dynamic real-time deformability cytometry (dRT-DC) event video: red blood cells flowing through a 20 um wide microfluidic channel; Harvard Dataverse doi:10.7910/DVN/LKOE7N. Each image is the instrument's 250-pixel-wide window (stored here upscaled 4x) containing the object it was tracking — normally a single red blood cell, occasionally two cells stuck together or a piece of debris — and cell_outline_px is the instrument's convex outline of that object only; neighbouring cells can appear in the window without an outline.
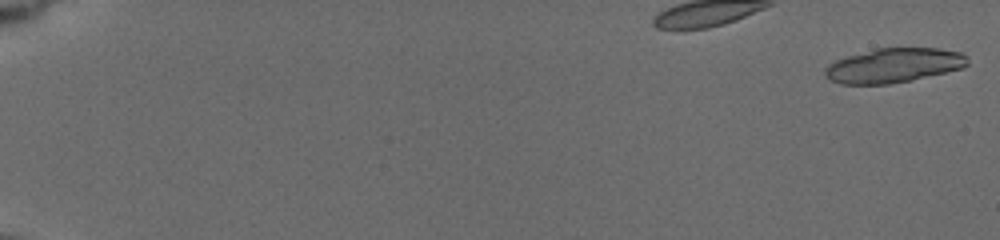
{"species": "common noctule bat (a hibernating species)", "species_latin": "Nyctalus noctula", "temperature_condition": "cold", "stored_images_in_passage": 50, "camera_frame_rate_fps": 3000, "um_per_image_px": 0.085, "animal": {"sex": "female", "body_mass_g": 19.5, "forearm_length_mm": 54.1}, "frame": {"image": 1, "passage_image": 1, "time_ms": 0.0, "image_size_px": [1000, 240], "cell_outline_px": [[968, 64], [964, 68], [912, 80], [888, 84], [840, 84], [824, 76], [824, 68], [828, 64], [836, 60], [848, 56], [876, 48], [940, 48], [960, 52], [968, 56]], "centroid_in_image_um": [75.98, 5.56], "position_along_channel_um": 9.0, "area_um2": 28.73}}
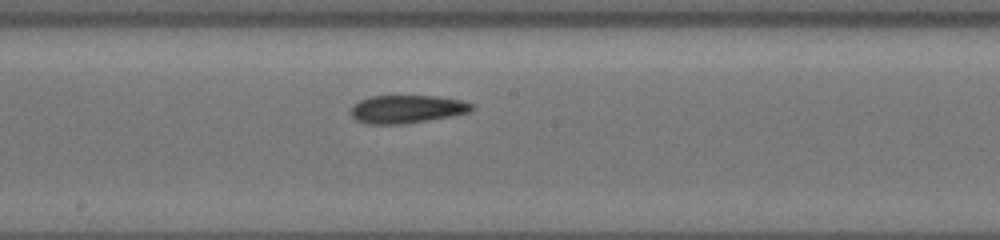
{"frame": {"image": 2, "passage_image": 28, "time_ms": 8.333, "image_size_px": [1000, 240], "cell_outline_px": [[476, 108], [468, 112], [452, 116], [404, 124], [364, 124], [356, 120], [348, 112], [360, 100], [368, 96], [436, 96], [460, 100], [476, 104]], "centroid_in_image_um": [34.59, 9.28], "position_along_channel_um": 213.6, "area_um2": 19.94}}
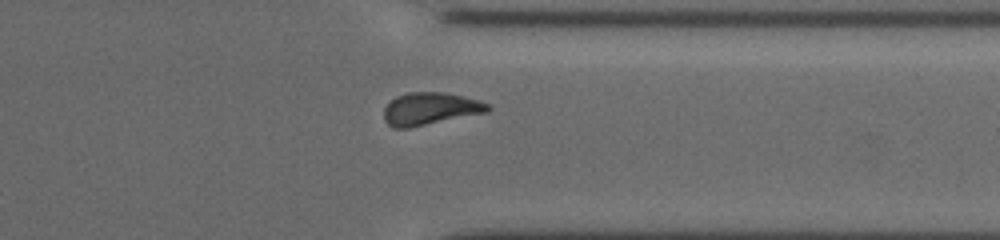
{"frame": {"image": 3, "passage_image": 42, "time_ms": 12.667, "image_size_px": [1000, 240], "cell_outline_px": [[492, 108], [488, 112], [408, 128], [392, 128], [384, 120], [384, 108], [396, 96], [408, 92], [444, 92], [464, 96], [480, 100], [488, 104]], "centroid_in_image_um": [36.58, 9.24], "position_along_channel_um": 374.8, "area_um2": 19.71}}